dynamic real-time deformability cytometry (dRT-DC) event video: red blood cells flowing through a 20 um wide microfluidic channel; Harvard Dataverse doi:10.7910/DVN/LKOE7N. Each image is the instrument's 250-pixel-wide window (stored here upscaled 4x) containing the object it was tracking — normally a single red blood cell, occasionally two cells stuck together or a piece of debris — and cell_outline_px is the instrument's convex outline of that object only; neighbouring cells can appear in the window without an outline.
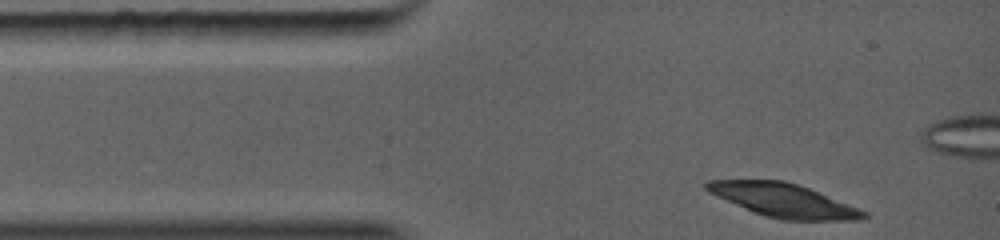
{"species": "common noctule bat (a hibernating species)", "species_latin": "Nyctalus noctula", "temperature_condition": "warm", "stored_images_in_passage": 1, "camera_frame_rate_fps": 5000, "um_per_image_px": 0.085, "animal": {"sex": "female", "body_mass_g": 19.0, "forearm_length_mm": 56.7}, "frame": {"image": 1, "passage_image": 1, "time_ms": 0.0, "image_size_px": [1000, 240], "cell_outline_px": [[868, 216], [860, 220], [780, 220], [764, 216], [716, 196], [708, 192], [704, 188], [704, 184], [708, 180], [784, 180], [808, 188], [868, 212]], "centroid_in_image_um": [66.58, 17.03], "position_along_channel_um": 18.4, "area_um2": 30.4}}